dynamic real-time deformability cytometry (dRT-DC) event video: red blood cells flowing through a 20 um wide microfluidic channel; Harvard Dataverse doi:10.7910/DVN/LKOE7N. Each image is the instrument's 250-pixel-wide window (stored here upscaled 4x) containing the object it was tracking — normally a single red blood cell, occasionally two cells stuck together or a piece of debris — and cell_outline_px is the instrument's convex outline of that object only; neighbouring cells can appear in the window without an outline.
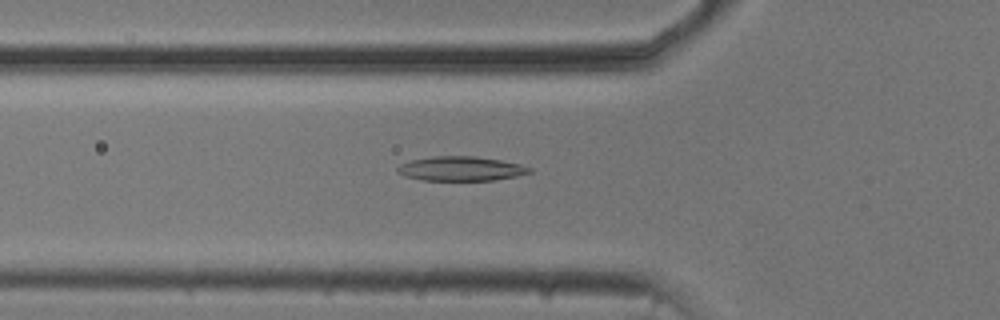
{"species": "common noctule bat (a hibernating species)", "species_latin": "Nyctalus noctula", "temperature_condition": "cold", "stored_images_in_passage": 53, "camera_frame_rate_fps": 3000, "um_per_image_px": 0.085, "animal": {"sex": "male", "body_mass_g": 20.5, "forearm_length_mm": 52.5}, "frame": {"image": 1, "passage_image": 18, "time_ms": 5.667, "image_size_px": [1000, 320], "cell_outline_px": [[532, 172], [516, 176], [492, 180], [420, 180], [404, 176], [396, 172], [396, 168], [400, 164], [412, 160], [432, 156], [476, 156], [500, 160], [520, 164], [532, 168]], "centroid_in_image_um": [39.15, 14.33], "position_along_channel_um": 86.7, "area_um2": 18.79}}
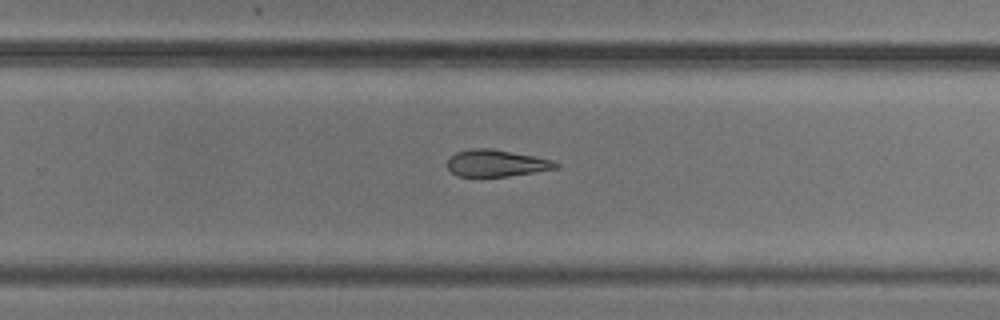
{"frame": {"image": 2, "passage_image": 34, "time_ms": 11.0, "image_size_px": [1000, 320], "cell_outline_px": [[560, 164], [556, 168], [508, 176], [456, 176], [448, 168], [448, 160], [456, 152], [472, 148], [492, 148], [552, 160]], "centroid_in_image_um": [42.16, 13.86], "position_along_channel_um": 287.6, "area_um2": 16.65}}
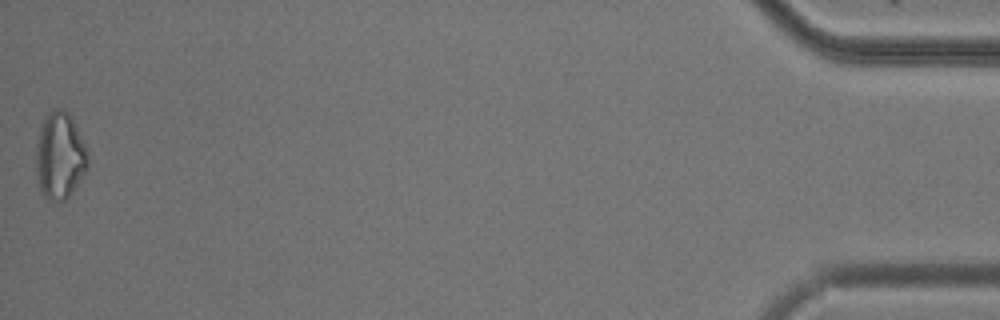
{"frame": {"image": 3, "passage_image": 53, "time_ms": 17.333, "image_size_px": [1000, 320], "cell_outline_px": [[88, 168], [68, 196], [64, 200], [48, 200], [40, 192], [36, 168], [36, 144], [40, 128], [44, 120], [56, 108], [60, 108], [68, 112], [76, 124], [88, 152]], "centroid_in_image_um": [5.09, 13.24], "position_along_channel_um": 430.1, "area_um2": 26.01}, "authors_computed_cell_mechanics": {"area_um2": 19.652, "velocity_mm_per_s": 3.7591, "shape_relaxation_time_tau1_ms": 6.2616, "shape_relaxation_time_tau2_ms": 2.7849, "deformation_change_tau1": 0.1579, "deformation_change_tau2": 0.1088}}